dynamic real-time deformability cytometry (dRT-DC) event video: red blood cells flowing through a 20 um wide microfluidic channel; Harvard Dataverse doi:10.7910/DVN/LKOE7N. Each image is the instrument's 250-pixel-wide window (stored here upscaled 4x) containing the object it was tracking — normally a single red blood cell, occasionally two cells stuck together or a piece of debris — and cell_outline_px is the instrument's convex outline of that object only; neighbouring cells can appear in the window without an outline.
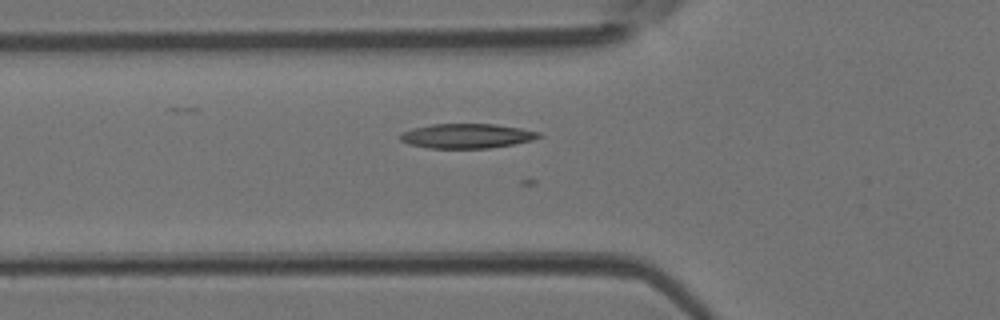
{"species": "Egyptian fruit bat (a non-hibernating species)", "species_latin": "Rousettus aegyptiacus", "temperature_condition": "room temperature", "stored_images_in_passage": 11, "camera_frame_rate_fps": 3000, "um_per_image_px": 0.085, "animal": {"sex": "female"}, "frame": {"image": 1, "passage_image": 4, "time_ms": 1.0, "image_size_px": [1000, 320], "cell_outline_px": [[544, 136], [532, 140], [512, 144], [488, 148], [428, 148], [408, 144], [400, 140], [400, 136], [404, 132], [412, 128], [432, 124], [496, 124], [520, 128], [540, 132]], "centroid_in_image_um": [39.69, 11.55], "position_along_channel_um": 86.1, "area_um2": 19.83}}
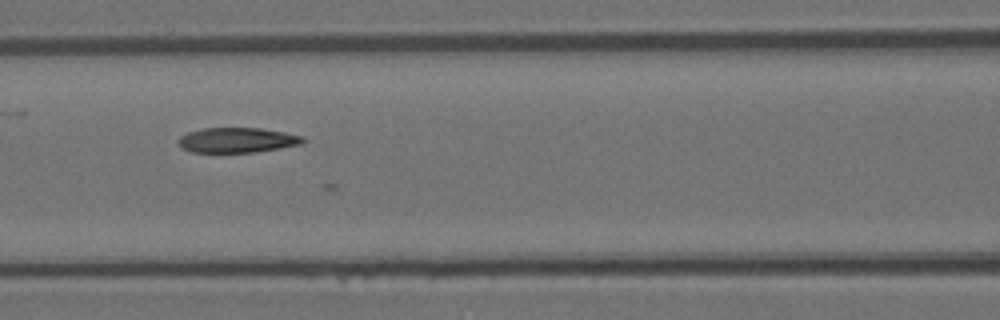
{"frame": {"image": 2, "passage_image": 8, "time_ms": 2.333, "image_size_px": [1000, 320], "cell_outline_px": [[308, 140], [300, 144], [280, 148], [256, 152], [192, 152], [180, 148], [180, 136], [188, 132], [200, 128], [260, 128], [284, 132], [304, 136]], "centroid_in_image_um": [20.19, 11.91], "position_along_channel_um": 146.4, "area_um2": 18.21}}